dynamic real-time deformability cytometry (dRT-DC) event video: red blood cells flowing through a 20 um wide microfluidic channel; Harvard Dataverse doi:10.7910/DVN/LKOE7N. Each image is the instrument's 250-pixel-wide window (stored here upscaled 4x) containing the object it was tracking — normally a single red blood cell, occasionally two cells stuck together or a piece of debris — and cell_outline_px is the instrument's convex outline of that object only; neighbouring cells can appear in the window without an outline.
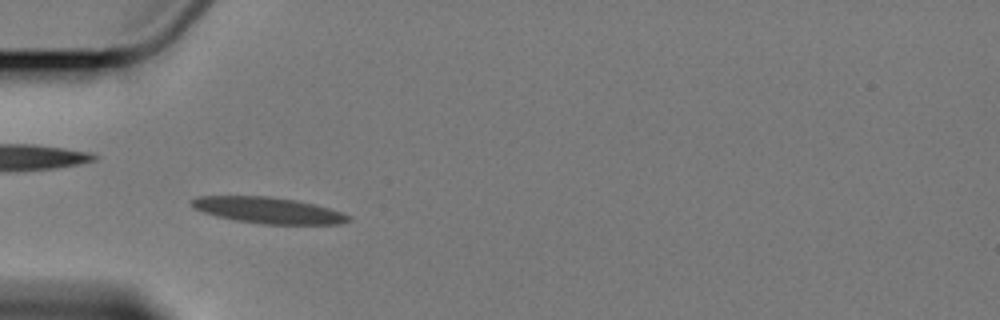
{"species": "Egyptian fruit bat (a non-hibernating species)", "species_latin": "Rousettus aegyptiacus", "temperature_condition": "cold", "stored_images_in_passage": 4, "camera_frame_rate_fps": 3000, "um_per_image_px": 0.085, "animal": {"sex": "female"}, "frame": {"image": 1, "passage_image": 3, "time_ms": 2.667, "image_size_px": [1000, 320], "cell_outline_px": [[352, 220], [344, 224], [264, 224], [236, 220], [216, 216], [192, 208], [188, 200], [200, 196], [268, 196], [296, 200], [328, 208], [352, 216]], "centroid_in_image_um": [22.78, 17.87], "position_along_channel_um": 62.2, "area_um2": 23.93}}